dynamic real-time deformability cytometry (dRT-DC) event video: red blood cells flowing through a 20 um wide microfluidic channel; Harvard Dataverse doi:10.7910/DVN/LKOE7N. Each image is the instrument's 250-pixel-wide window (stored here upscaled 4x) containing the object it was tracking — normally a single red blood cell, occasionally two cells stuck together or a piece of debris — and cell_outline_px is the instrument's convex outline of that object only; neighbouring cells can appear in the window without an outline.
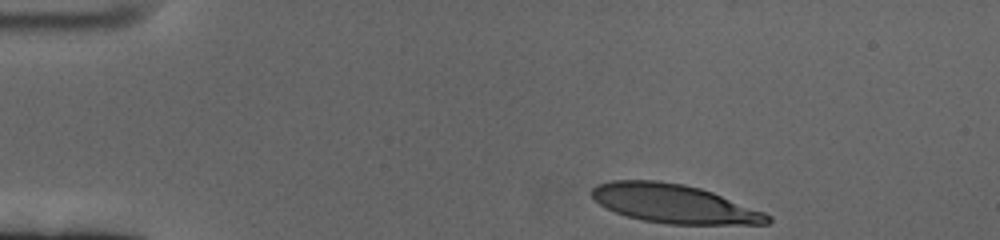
{"species": "human", "species_latin": "Homo sapiens", "temperature_condition": "cold", "stored_images_in_passage": 42, "camera_frame_rate_fps": 3000, "um_per_image_px": 0.085, "donor": {"sex": "female"}, "frame": {"image": 1, "passage_image": 1, "time_ms": 0.0, "image_size_px": [1000, 240], "cell_outline_px": [[772, 220], [768, 224], [668, 224], [644, 220], [628, 216], [616, 212], [600, 204], [592, 196], [592, 188], [596, 184], [612, 180], [656, 180], [684, 184], [700, 188], [712, 192], [764, 212], [772, 216]], "centroid_in_image_um": [57.3, 17.31], "position_along_channel_um": 27.7, "area_um2": 39.42}}
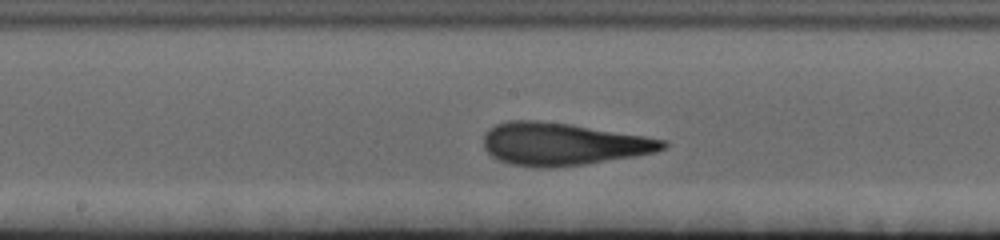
{"frame": {"image": 2, "passage_image": 23, "time_ms": 7.333, "image_size_px": [1000, 240], "cell_outline_px": [[668, 144], [664, 148], [656, 152], [584, 164], [548, 168], [544, 168], [512, 164], [500, 160], [492, 156], [484, 148], [484, 136], [496, 124], [508, 120], [536, 120], [568, 124], [644, 136], [668, 140]], "centroid_in_image_um": [47.84, 12.24], "position_along_channel_um": 200.4, "area_um2": 43.81}}
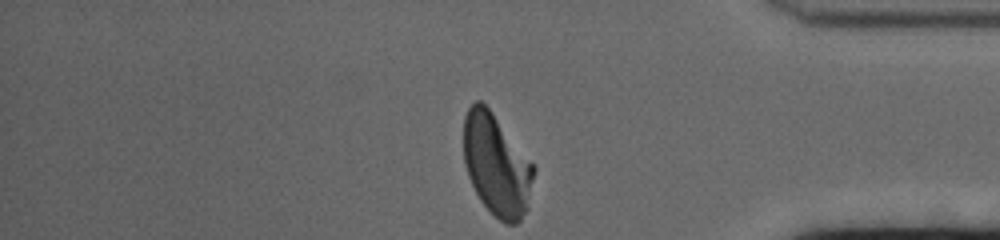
{"frame": {"image": 3, "passage_image": 42, "time_ms": 13.667, "image_size_px": [1000, 240], "cell_outline_px": [[536, 168], [528, 208], [520, 220], [516, 224], [504, 224], [480, 200], [468, 176], [464, 164], [464, 116], [468, 108], [476, 100], [480, 100], [492, 112]], "centroid_in_image_um": [42.21, 14.04], "position_along_channel_um": 393.0, "area_um2": 41.21}, "authors_computed_cell_mechanics": {"area_um2": 42.483, "velocity_mm_per_s": 3.3705, "shape_relaxation_time_tau1_ms": 4.8022, "shape_relaxation_time_tau2_ms": 1.4428, "deformation_change_tau1": 0.2334, "deformation_change_tau2": 0.0933}}